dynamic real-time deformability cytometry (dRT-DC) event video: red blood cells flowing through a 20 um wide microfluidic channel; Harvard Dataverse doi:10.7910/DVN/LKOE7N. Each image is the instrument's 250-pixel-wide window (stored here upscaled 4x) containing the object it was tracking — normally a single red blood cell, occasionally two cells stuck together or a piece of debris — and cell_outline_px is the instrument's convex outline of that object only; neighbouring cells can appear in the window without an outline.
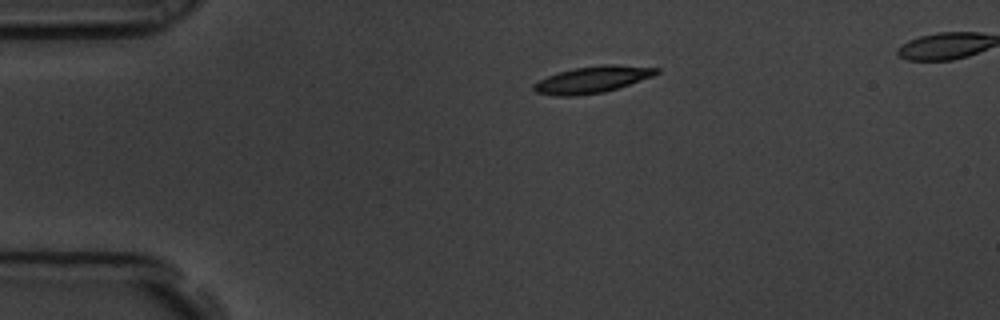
{"species": "common noctule bat (a hibernating species)", "species_latin": "Nyctalus noctula", "temperature_condition": "room temperature", "stored_images_in_passage": 14, "camera_frame_rate_fps": 3000, "um_per_image_px": 0.085, "animal": {"sex": "male", "body_mass_g": 19.5, "forearm_length_mm": 54.6}, "frame": {"image": 1, "passage_image": 1, "time_ms": 0.0, "image_size_px": [1000, 320], "cell_outline_px": [[660, 72], [652, 76], [604, 92], [572, 96], [556, 96], [536, 92], [532, 88], [532, 84], [556, 72], [576, 68], [604, 64], [616, 64], [660, 68]], "centroid_in_image_um": [50.33, 6.75], "position_along_channel_um": 34.7, "area_um2": 18.9}}
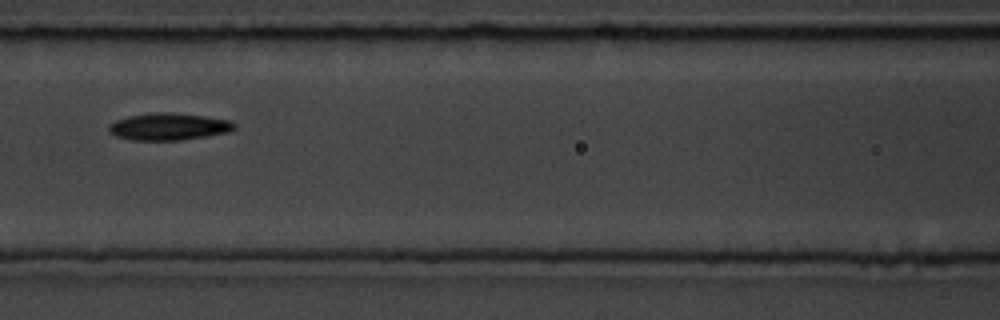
{"frame": {"image": 2, "passage_image": 5, "time_ms": 1.333, "image_size_px": [1000, 320], "cell_outline_px": [[236, 128], [228, 132], [180, 140], [132, 140], [116, 136], [108, 132], [108, 124], [116, 120], [128, 116], [148, 112], [168, 112], [204, 116], [228, 120], [236, 124]], "centroid_in_image_um": [14.29, 10.75], "position_along_channel_um": 152.3, "area_um2": 19.83}}
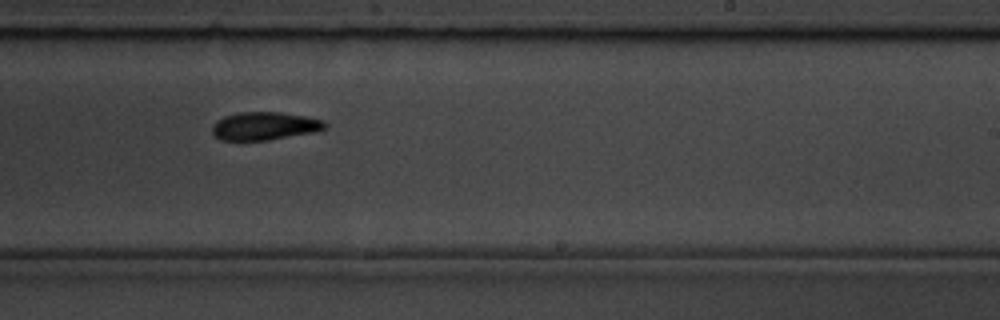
{"frame": {"image": 3, "passage_image": 8, "time_ms": 2.333, "image_size_px": [1000, 320], "cell_outline_px": [[328, 124], [324, 128], [312, 132], [268, 140], [220, 140], [212, 136], [212, 124], [216, 120], [224, 116], [240, 112], [280, 112], [308, 116], [324, 120]], "centroid_in_image_um": [22.44, 10.7], "position_along_channel_um": 266.6, "area_um2": 18.55}}